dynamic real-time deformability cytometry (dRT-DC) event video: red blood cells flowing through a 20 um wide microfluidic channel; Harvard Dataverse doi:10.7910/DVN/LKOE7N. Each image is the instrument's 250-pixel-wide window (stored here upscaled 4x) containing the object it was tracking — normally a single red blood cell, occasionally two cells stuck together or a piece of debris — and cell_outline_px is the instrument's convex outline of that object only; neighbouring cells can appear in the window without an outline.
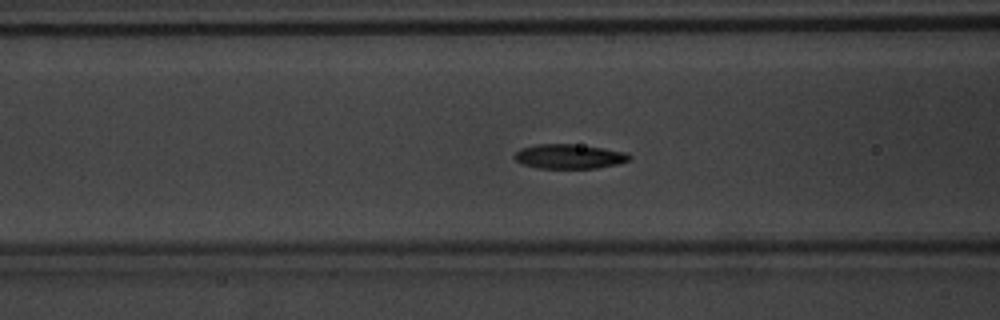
{"species": "common noctule bat (a hibernating species)", "species_latin": "Nyctalus noctula", "temperature_condition": "warm", "stored_images_in_passage": 46, "camera_frame_rate_fps": 3000, "um_per_image_px": 0.085, "animal": {"sex": "male", "body_mass_g": 20.1, "forearm_length_mm": 53.5}, "frame": {"image": 1, "passage_image": 13, "time_ms": 4.0, "image_size_px": [1000, 320], "cell_outline_px": [[632, 156], [628, 160], [616, 164], [596, 168], [536, 168], [524, 164], [516, 160], [512, 156], [520, 148], [536, 144], [572, 144], [604, 148], [628, 152]], "centroid_in_image_um": [48.37, 13.29], "position_along_channel_um": 118.2, "area_um2": 16.42}}
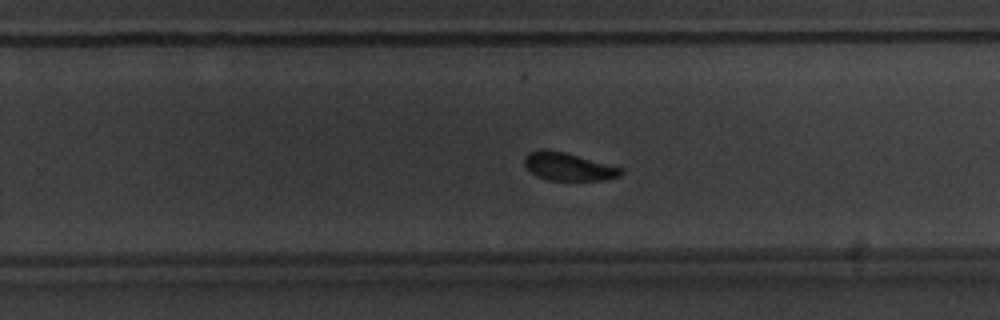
{"frame": {"image": 2, "passage_image": 26, "time_ms": 8.333, "image_size_px": [1000, 320], "cell_outline_px": [[624, 172], [620, 176], [604, 180], [548, 180], [532, 172], [524, 164], [524, 156], [528, 152], [540, 148], [544, 148], [564, 152], [624, 168]], "centroid_in_image_um": [48.32, 14.14], "position_along_channel_um": 281.5, "area_um2": 15.72}}
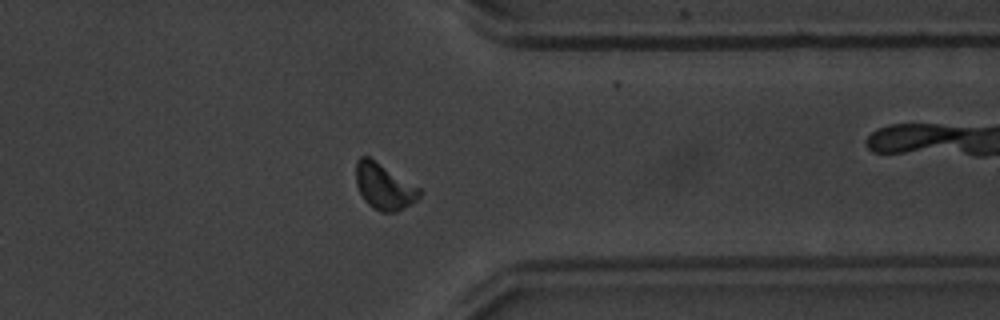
{"frame": {"image": 3, "passage_image": 34, "time_ms": 11.0, "image_size_px": [1000, 320], "cell_outline_px": [[424, 192], [416, 200], [396, 212], [380, 212], [372, 208], [364, 200], [356, 184], [356, 160], [360, 156], [368, 156], [420, 188]], "centroid_in_image_um": [32.63, 15.86], "position_along_channel_um": 378.8, "area_um2": 16.94}, "authors_computed_cell_mechanics": {"area_um2": 16.3285, "velocity_mm_per_s": 3.7796, "shape_relaxation_time_tau1_ms": 5.262, "shape_relaxation_time_tau2_ms": 1.6938, "deformation_change_tau1": 0.2614, "deformation_change_tau2": 0.072}}